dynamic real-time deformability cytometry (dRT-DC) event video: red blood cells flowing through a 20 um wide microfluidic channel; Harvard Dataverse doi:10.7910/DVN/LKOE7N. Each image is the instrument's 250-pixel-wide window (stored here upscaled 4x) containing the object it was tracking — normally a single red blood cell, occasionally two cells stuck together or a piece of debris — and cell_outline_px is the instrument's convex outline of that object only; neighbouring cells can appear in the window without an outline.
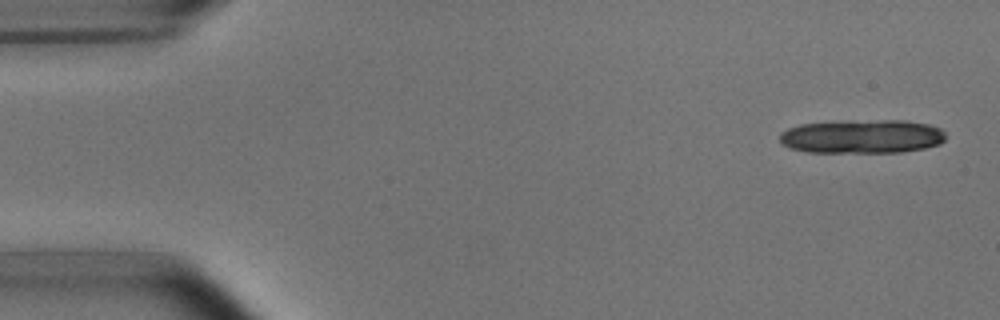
{"species": "common noctule bat (a hibernating species)", "species_latin": "Nyctalus noctula", "temperature_condition": "room temperature", "stored_images_in_passage": 7, "camera_frame_rate_fps": 3000, "um_per_image_px": 0.085, "animal": {"sex": "male", "body_mass_g": 15.6}, "frame": {"image": 1, "passage_image": 1, "time_ms": 0.0, "image_size_px": [1000, 320], "cell_outline_px": [[944, 140], [940, 144], [924, 148], [900, 152], [808, 152], [792, 148], [784, 144], [780, 140], [780, 132], [788, 128], [800, 124], [880, 120], [904, 120], [928, 124], [940, 128], [944, 132]], "centroid_in_image_um": [73.31, 11.6], "position_along_channel_um": 11.7, "area_um2": 32.31}}
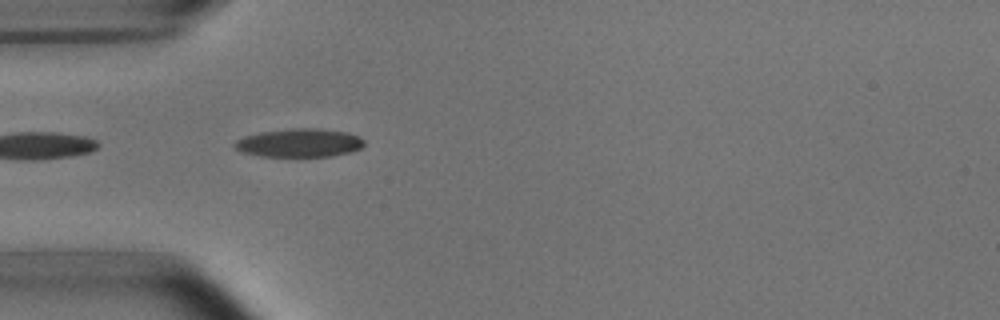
{"frame": {"image": 2, "passage_image": 5, "time_ms": 4.667, "image_size_px": [1000, 320], "cell_outline_px": [[364, 144], [360, 148], [352, 152], [332, 156], [260, 156], [240, 152], [232, 144], [236, 140], [244, 136], [260, 132], [292, 128], [316, 128], [348, 132], [360, 136], [364, 140]], "centroid_in_image_um": [25.45, 12.14], "position_along_channel_um": 59.6, "area_um2": 21.62}}
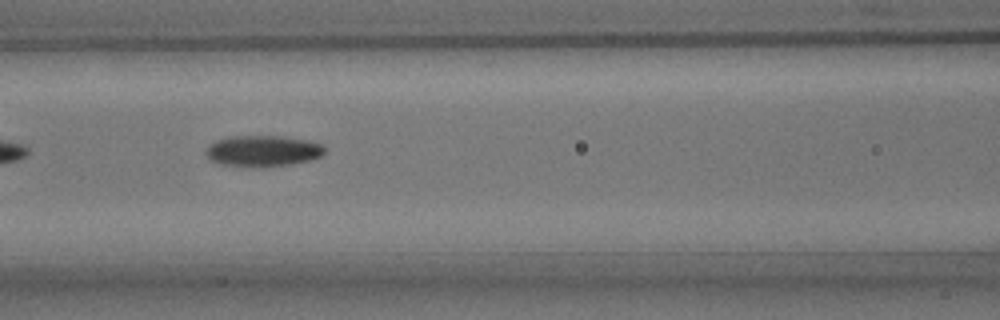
{"frame": {"image": 3, "passage_image": 7, "time_ms": 7.0, "image_size_px": [1000, 320], "cell_outline_px": [[324, 152], [320, 156], [308, 160], [292, 164], [256, 168], [220, 164], [212, 160], [204, 152], [208, 144], [216, 140], [232, 136], [280, 136], [304, 140], [320, 144], [324, 148]], "centroid_in_image_um": [22.27, 12.84], "position_along_channel_um": 144.3, "area_um2": 21.44}}